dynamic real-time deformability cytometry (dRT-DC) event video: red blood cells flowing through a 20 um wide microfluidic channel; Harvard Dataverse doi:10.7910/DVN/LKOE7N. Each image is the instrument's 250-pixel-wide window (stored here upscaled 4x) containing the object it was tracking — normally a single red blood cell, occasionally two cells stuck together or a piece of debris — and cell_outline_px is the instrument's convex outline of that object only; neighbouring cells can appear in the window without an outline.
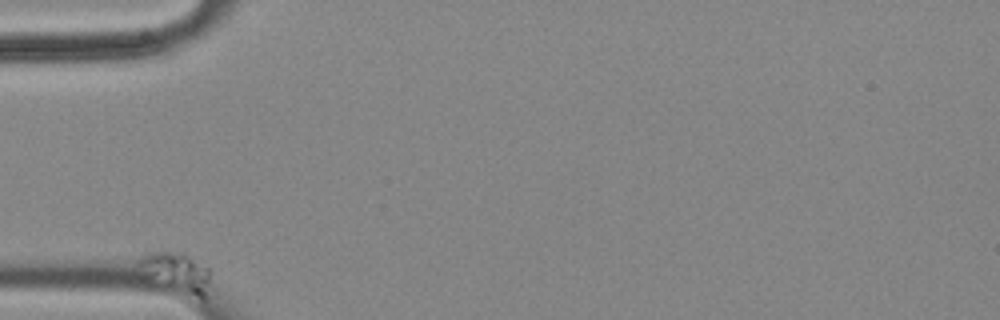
{"species": "common noctule bat (a hibernating species)", "species_latin": "Nyctalus noctula", "temperature_condition": "cold", "stored_images_in_passage": 43, "camera_frame_rate_fps": 3000, "um_per_image_px": 0.085, "animal": {"sex": "female", "body_mass_g": 18.4}, "frame": {"image": 1, "passage_image": 1, "time_ms": 0.0, "image_size_px": [1000, 320], "cell_outline_px": [[212, 272], [204, 300], [148, 276], [140, 264], [140, 256], [152, 252], [184, 252], [208, 268]], "centroid_in_image_um": [15.12, 23.09], "position_along_channel_um": 69.9, "area_um2": 15.49}}
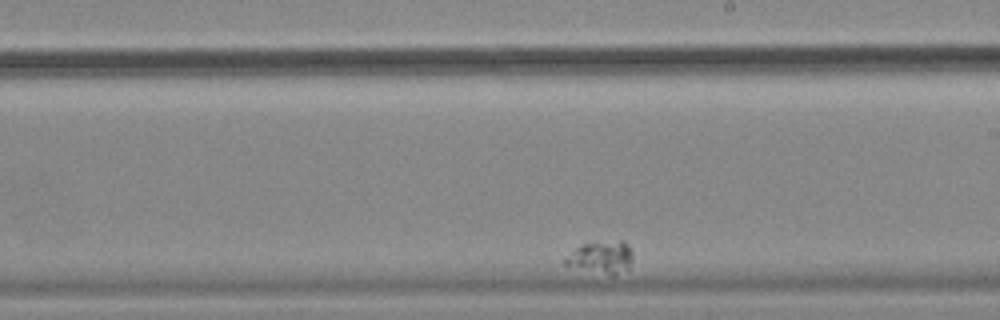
{"frame": {"image": 2, "passage_image": 30, "time_ms": 9.667, "image_size_px": [1000, 320], "cell_outline_px": [[632, 260], [628, 268], [612, 276], [608, 276], [564, 264], [564, 260], [572, 248], [584, 244], [620, 240], [624, 240], [632, 252]], "centroid_in_image_um": [51.1, 21.88], "position_along_channel_um": 237.9, "area_um2": 12.77}}
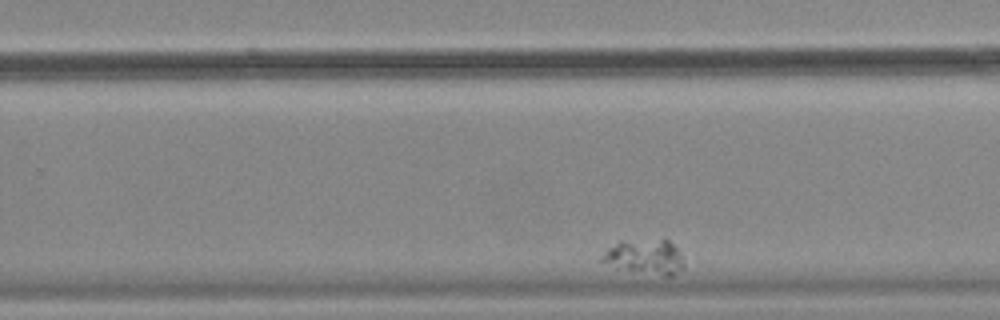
{"frame": {"image": 3, "passage_image": 35, "time_ms": 11.333, "image_size_px": [1000, 320], "cell_outline_px": [[684, 268], [672, 276], [664, 276], [616, 268], [600, 260], [600, 256], [608, 248], [620, 240], [664, 236], [680, 252], [684, 264]], "centroid_in_image_um": [54.83, 21.78], "position_along_channel_um": 275.0, "area_um2": 17.34}}